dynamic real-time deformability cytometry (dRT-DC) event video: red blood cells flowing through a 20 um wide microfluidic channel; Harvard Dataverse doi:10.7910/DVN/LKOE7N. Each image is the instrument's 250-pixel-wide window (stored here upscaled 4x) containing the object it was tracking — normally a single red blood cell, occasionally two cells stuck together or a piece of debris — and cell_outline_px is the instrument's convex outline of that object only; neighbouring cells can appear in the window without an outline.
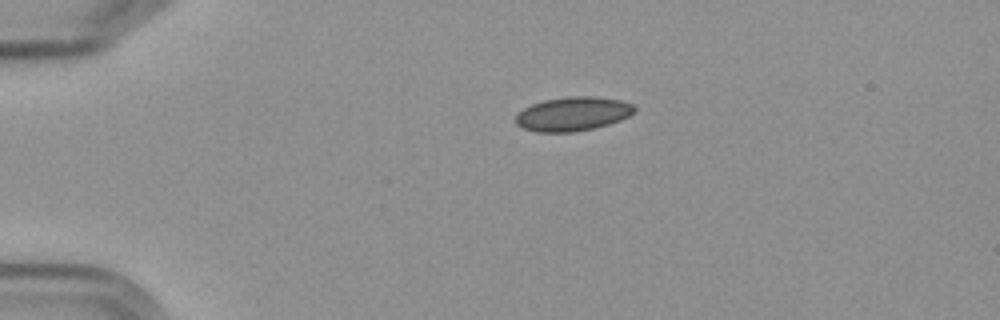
{"species": "Egyptian fruit bat (a non-hibernating species)", "species_latin": "Rousettus aegyptiacus", "temperature_condition": "cold", "stored_images_in_passage": 3, "camera_frame_rate_fps": 3000, "um_per_image_px": 0.085, "frame": {"image": 1, "passage_image": 1, "time_ms": 0.0, "image_size_px": [1000, 320], "cell_outline_px": [[636, 112], [620, 120], [608, 124], [592, 128], [572, 132], [536, 132], [524, 128], [516, 124], [516, 116], [524, 108], [532, 104], [544, 100], [568, 96], [596, 96], [620, 100], [632, 104], [636, 108]], "centroid_in_image_um": [48.71, 9.67], "position_along_channel_um": 36.3, "area_um2": 23.47}}
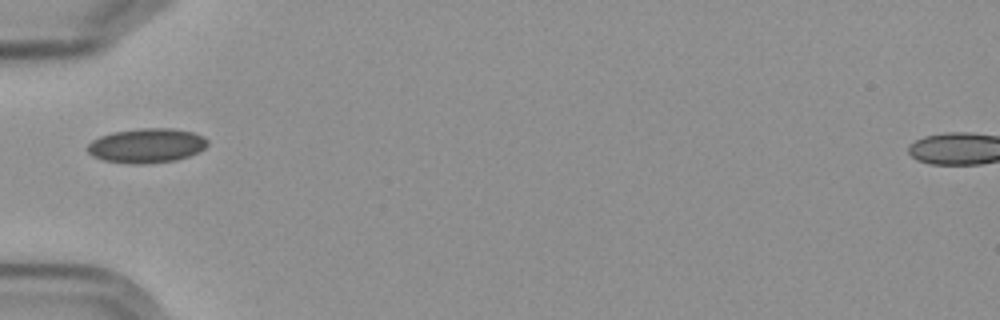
{"frame": {"image": 2, "passage_image": 3, "time_ms": 2.333, "image_size_px": [1000, 320], "cell_outline_px": [[208, 144], [204, 148], [188, 156], [176, 160], [148, 164], [132, 164], [104, 160], [92, 156], [84, 148], [92, 140], [100, 136], [112, 132], [140, 128], [172, 128], [192, 132], [204, 136], [208, 140]], "centroid_in_image_um": [12.44, 12.37], "position_along_channel_um": 72.6, "area_um2": 24.28}}